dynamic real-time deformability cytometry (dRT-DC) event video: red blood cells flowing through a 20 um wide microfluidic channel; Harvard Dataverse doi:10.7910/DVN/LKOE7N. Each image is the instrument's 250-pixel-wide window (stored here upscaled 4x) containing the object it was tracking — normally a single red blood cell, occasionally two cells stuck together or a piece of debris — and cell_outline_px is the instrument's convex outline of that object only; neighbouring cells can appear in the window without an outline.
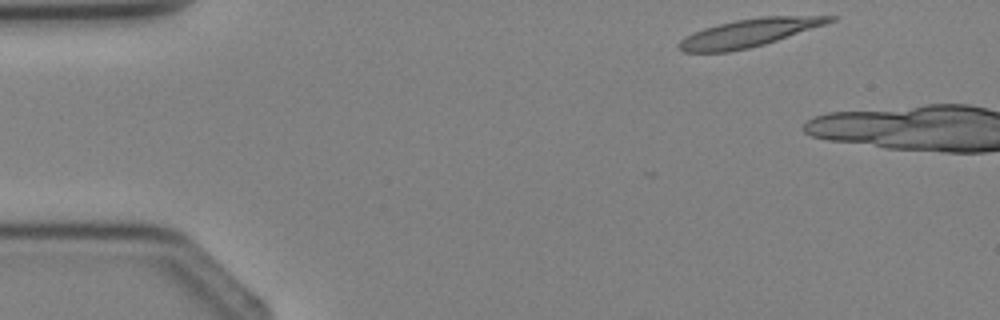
{"species": "Egyptian fruit bat (a non-hibernating species)", "species_latin": "Rousettus aegyptiacus", "temperature_condition": "cold", "stored_images_in_passage": 2, "camera_frame_rate_fps": 3000, "um_per_image_px": 0.085, "animal": {"sex": "female"}, "frame": {"image": 1, "passage_image": 1, "time_ms": 0.0, "image_size_px": [1000, 320], "cell_outline_px": [[840, 16], [836, 20], [764, 44], [748, 48], [728, 52], [684, 52], [676, 44], [684, 36], [692, 32], [704, 28], [736, 20], [764, 16]], "centroid_in_image_um": [63.62, 2.79], "position_along_channel_um": 21.4, "area_um2": 24.16}}